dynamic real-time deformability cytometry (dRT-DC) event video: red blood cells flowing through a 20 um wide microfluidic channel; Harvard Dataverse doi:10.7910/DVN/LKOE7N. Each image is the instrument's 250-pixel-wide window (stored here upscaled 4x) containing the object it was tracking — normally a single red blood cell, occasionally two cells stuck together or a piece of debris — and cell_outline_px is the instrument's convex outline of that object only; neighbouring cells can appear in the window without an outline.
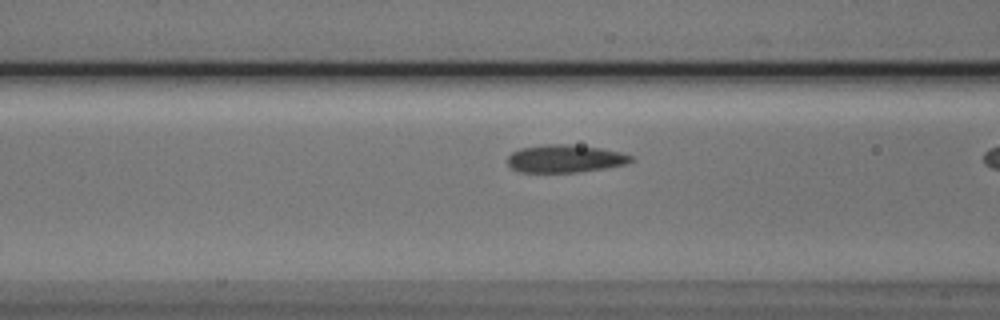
{"species": "Egyptian fruit bat (a non-hibernating species)", "species_latin": "Rousettus aegyptiacus", "temperature_condition": "cold", "stored_images_in_passage": 8, "camera_frame_rate_fps": 3000, "um_per_image_px": 0.085, "animal": {"sex": "male"}, "frame": {"image": 1, "passage_image": 7, "time_ms": 2.0, "image_size_px": [1000, 320], "cell_outline_px": [[636, 160], [624, 164], [604, 168], [580, 172], [520, 172], [512, 168], [508, 164], [508, 156], [512, 152], [520, 148], [548, 144], [568, 144], [600, 148], [620, 152], [632, 156]], "centroid_in_image_um": [48.03, 13.48], "position_along_channel_um": 118.6, "area_um2": 19.88}}